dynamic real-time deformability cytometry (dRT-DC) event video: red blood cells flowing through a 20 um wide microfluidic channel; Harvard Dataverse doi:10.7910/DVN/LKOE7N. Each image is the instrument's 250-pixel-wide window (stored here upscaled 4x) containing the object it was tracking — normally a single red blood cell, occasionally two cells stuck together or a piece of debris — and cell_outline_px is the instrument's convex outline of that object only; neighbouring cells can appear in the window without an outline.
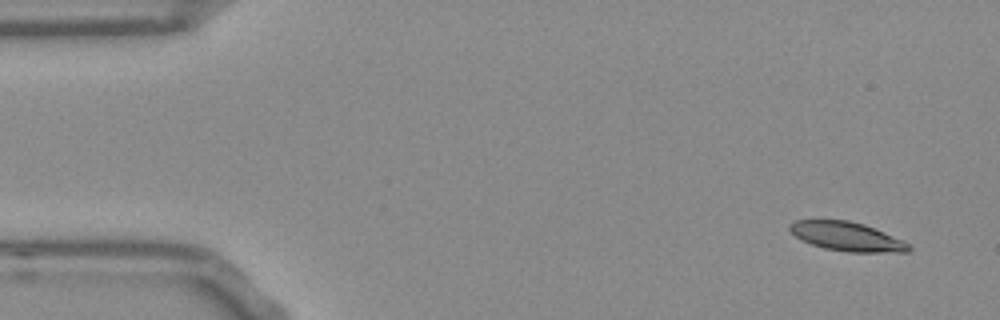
{"species": "Egyptian fruit bat (a non-hibernating species)", "species_latin": "Rousettus aegyptiacus", "temperature_condition": "room temperature", "stored_images_in_passage": 5, "camera_frame_rate_fps": 3000, "um_per_image_px": 0.085, "frame": {"image": 1, "passage_image": 1, "time_ms": 0.0, "image_size_px": [1000, 320], "cell_outline_px": [[912, 248], [908, 252], [848, 252], [824, 248], [800, 240], [788, 228], [788, 224], [796, 220], [848, 220], [864, 224], [904, 240]], "centroid_in_image_um": [71.99, 20.1], "position_along_channel_um": 13.0, "area_um2": 20.11}}